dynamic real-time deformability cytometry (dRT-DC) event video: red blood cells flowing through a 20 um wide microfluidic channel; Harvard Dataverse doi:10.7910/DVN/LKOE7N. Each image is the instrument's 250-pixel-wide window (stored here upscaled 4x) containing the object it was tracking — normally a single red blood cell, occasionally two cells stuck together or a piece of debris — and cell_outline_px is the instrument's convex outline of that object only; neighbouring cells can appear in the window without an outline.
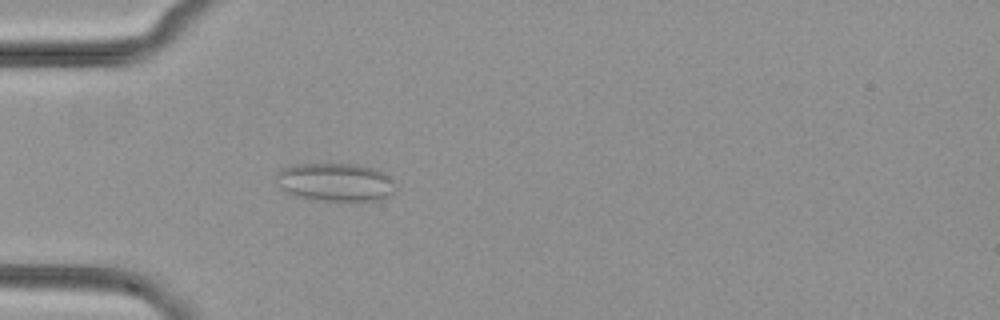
{"species": "common noctule bat (a hibernating species)", "species_latin": "Nyctalus noctula", "temperature_condition": "cold", "stored_images_in_passage": 52, "camera_frame_rate_fps": 3000, "um_per_image_px": 0.085, "animal": {"sex": "female", "body_mass_g": 29.2, "forearm_length_mm": 56.3}, "frame": {"image": 1, "passage_image": 16, "time_ms": 5.0, "image_size_px": [1000, 320], "cell_outline_px": [[396, 184], [392, 192], [388, 196], [380, 200], [308, 200], [296, 196], [280, 188], [276, 176], [276, 172], [280, 168], [296, 164], [356, 164], [380, 168]], "centroid_in_image_um": [28.5, 15.47], "position_along_channel_um": 56.5, "area_um2": 26.82}}
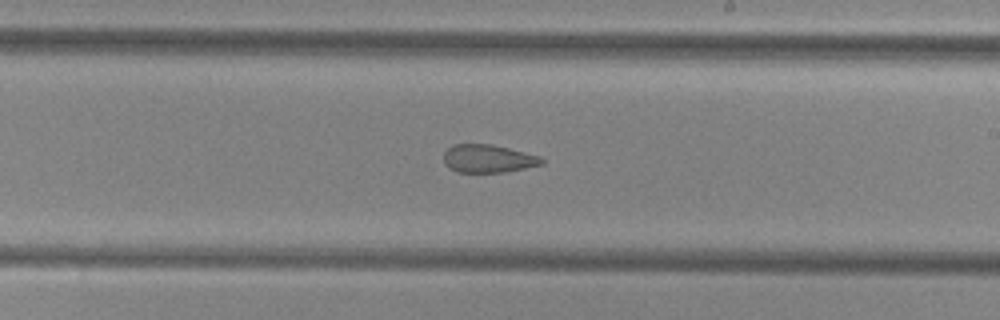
{"frame": {"image": 2, "passage_image": 31, "time_ms": 10.0, "image_size_px": [1000, 320], "cell_outline_px": [[544, 164], [508, 172], [456, 172], [448, 168], [444, 164], [444, 152], [452, 144], [492, 144], [540, 156], [544, 160]], "centroid_in_image_um": [41.48, 13.49], "position_along_channel_um": 247.5, "area_um2": 16.18}}
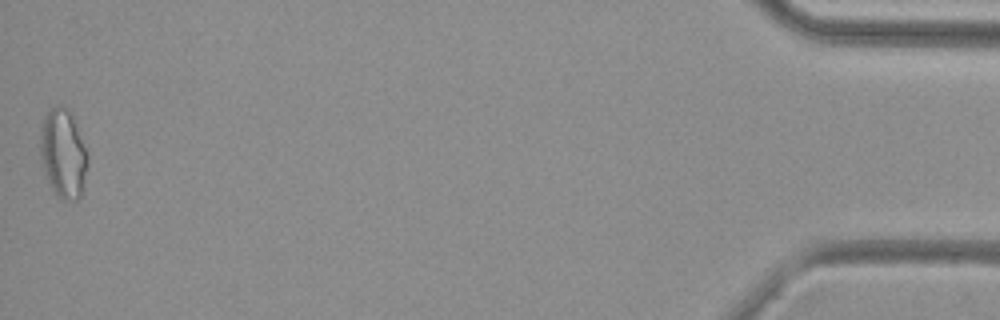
{"frame": {"image": 3, "passage_image": 52, "time_ms": 17.0, "image_size_px": [1000, 320], "cell_outline_px": [[88, 164], [84, 188], [80, 196], [76, 200], [60, 200], [52, 188], [44, 172], [40, 156], [40, 124], [44, 116], [52, 108], [60, 104], [72, 108], [88, 152]], "centroid_in_image_um": [5.4, 12.99], "position_along_channel_um": 429.8, "area_um2": 25.55}}